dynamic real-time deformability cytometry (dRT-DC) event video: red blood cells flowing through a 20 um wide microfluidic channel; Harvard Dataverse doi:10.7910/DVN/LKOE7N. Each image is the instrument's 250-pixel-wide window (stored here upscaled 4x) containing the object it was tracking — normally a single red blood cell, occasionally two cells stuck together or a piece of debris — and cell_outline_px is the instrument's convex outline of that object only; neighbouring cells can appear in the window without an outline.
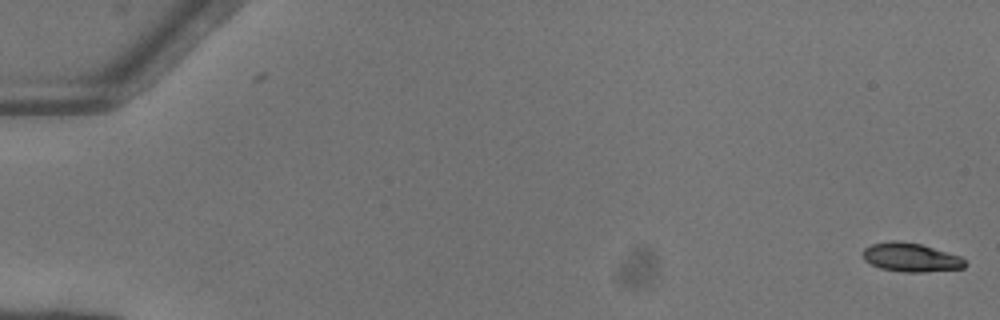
{"species": "common noctule bat (a hibernating species)", "species_latin": "Nyctalus noctula", "temperature_condition": "warm", "stored_images_in_passage": 2, "camera_frame_rate_fps": 3000, "um_per_image_px": 0.085, "animal": {"sex": "female"}, "frame": {"image": 1, "passage_image": 2, "time_ms": 0.333, "image_size_px": [1000, 320], "cell_outline_px": [[968, 264], [964, 268], [924, 272], [904, 272], [880, 268], [864, 260], [864, 248], [872, 244], [888, 240], [896, 240], [920, 244], [960, 256]], "centroid_in_image_um": [77.43, 21.88], "position_along_channel_um": 7.6, "area_um2": 17.05}}